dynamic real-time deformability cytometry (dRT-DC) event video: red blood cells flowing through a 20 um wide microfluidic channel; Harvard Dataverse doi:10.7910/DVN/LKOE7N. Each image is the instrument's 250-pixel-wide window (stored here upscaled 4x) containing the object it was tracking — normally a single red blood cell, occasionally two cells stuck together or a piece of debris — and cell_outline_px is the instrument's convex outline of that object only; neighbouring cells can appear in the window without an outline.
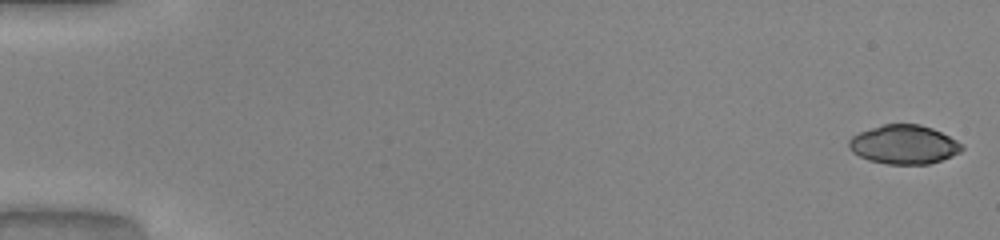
{"species": "common noctule bat (a hibernating species)", "species_latin": "Nyctalus noctula", "temperature_condition": "warm", "stored_images_in_passage": 49, "camera_frame_rate_fps": 3000, "um_per_image_px": 0.085, "animal": {"sex": "male", "body_mass_g": 20.0, "forearm_length_mm": 53.3}, "frame": {"image": 1, "passage_image": 1, "time_ms": 0.0, "image_size_px": [1000, 240], "cell_outline_px": [[964, 148], [960, 152], [940, 160], [928, 164], [888, 164], [868, 160], [852, 152], [848, 148], [848, 140], [852, 136], [860, 132], [884, 124], [920, 124], [932, 128], [964, 144]], "centroid_in_image_um": [76.82, 12.29], "position_along_channel_um": 8.2, "area_um2": 25.55}}
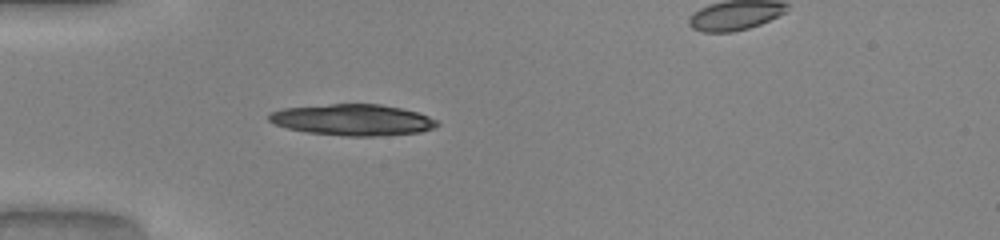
{"frame": {"image": 2, "passage_image": 16, "time_ms": 5.0, "image_size_px": [1000, 240], "cell_outline_px": [[440, 124], [432, 128], [420, 132], [376, 136], [344, 136], [308, 132], [288, 128], [276, 124], [268, 120], [268, 116], [272, 112], [284, 108], [328, 104], [380, 104], [400, 108], [416, 112], [428, 116], [436, 120]], "centroid_in_image_um": [29.98, 10.19], "position_along_channel_um": 55.0, "area_um2": 30.35}}